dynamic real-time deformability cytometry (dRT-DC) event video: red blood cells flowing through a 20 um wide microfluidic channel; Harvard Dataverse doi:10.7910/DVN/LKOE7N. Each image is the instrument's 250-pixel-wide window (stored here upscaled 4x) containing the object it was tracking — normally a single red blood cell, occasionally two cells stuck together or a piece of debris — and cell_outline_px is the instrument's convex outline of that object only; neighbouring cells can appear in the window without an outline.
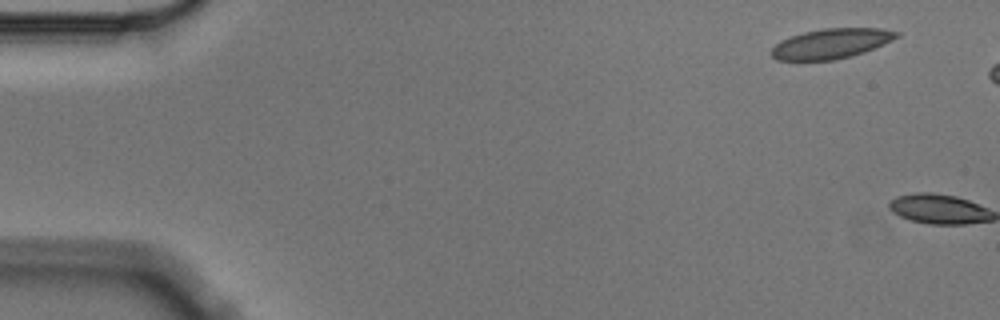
{"species": "Egyptian fruit bat (a non-hibernating species)", "species_latin": "Rousettus aegyptiacus", "temperature_condition": "cold", "stored_images_in_passage": 2, "camera_frame_rate_fps": 3000, "um_per_image_px": 0.085, "animal": {"sex": "male"}, "frame": {"image": 1, "passage_image": 1, "time_ms": 0.0, "image_size_px": [1000, 320], "cell_outline_px": [[900, 36], [892, 40], [864, 52], [852, 56], [836, 60], [776, 60], [768, 52], [780, 40], [804, 32], [824, 28], [880, 28], [900, 32]], "centroid_in_image_um": [70.64, 3.71], "position_along_channel_um": 14.4, "area_um2": 21.91}}